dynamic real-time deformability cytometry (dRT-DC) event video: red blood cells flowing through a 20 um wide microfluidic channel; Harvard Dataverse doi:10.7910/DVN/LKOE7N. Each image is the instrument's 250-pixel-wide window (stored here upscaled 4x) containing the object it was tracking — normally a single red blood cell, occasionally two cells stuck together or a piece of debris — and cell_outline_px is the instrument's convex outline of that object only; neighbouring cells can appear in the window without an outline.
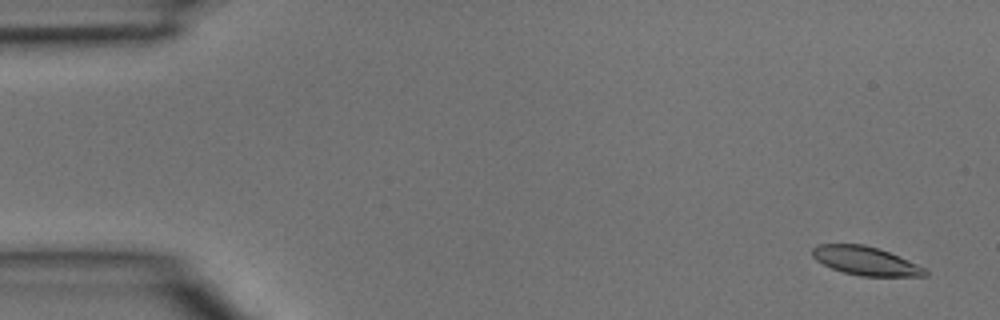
{"species": "common noctule bat (a hibernating species)", "species_latin": "Nyctalus noctula", "temperature_condition": "room temperature", "stored_images_in_passage": 3, "camera_frame_rate_fps": 3000, "um_per_image_px": 0.085, "animal": {"sex": "male", "body_mass_g": 15.6}, "frame": {"image": 1, "passage_image": 1, "time_ms": 0.0, "image_size_px": [1000, 320], "cell_outline_px": [[928, 276], [860, 276], [844, 272], [832, 268], [816, 260], [812, 256], [812, 248], [820, 244], [864, 244], [880, 248], [916, 264], [924, 268], [928, 272]], "centroid_in_image_um": [73.57, 22.17], "position_along_channel_um": 11.4, "area_um2": 18.67}}
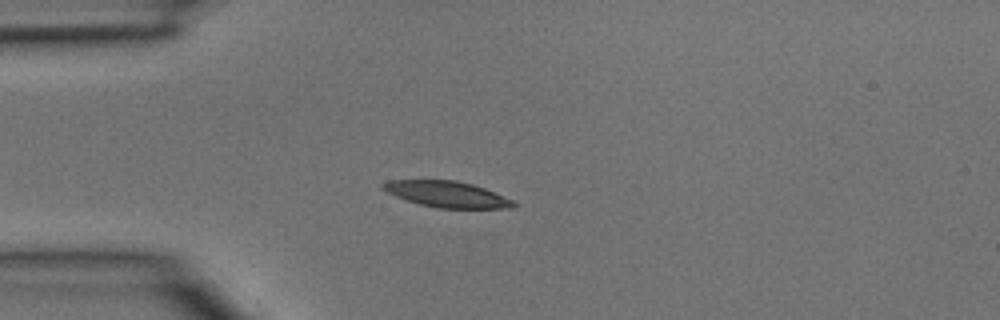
{"frame": {"image": 2, "passage_image": 3, "time_ms": 0.667, "image_size_px": [1000, 320], "cell_outline_px": [[516, 204], [512, 208], [436, 208], [420, 204], [396, 196], [380, 188], [380, 184], [388, 180], [456, 180], [472, 184], [484, 188], [512, 200]], "centroid_in_image_um": [37.95, 16.5], "position_along_channel_um": 47.1, "area_um2": 19.65}}